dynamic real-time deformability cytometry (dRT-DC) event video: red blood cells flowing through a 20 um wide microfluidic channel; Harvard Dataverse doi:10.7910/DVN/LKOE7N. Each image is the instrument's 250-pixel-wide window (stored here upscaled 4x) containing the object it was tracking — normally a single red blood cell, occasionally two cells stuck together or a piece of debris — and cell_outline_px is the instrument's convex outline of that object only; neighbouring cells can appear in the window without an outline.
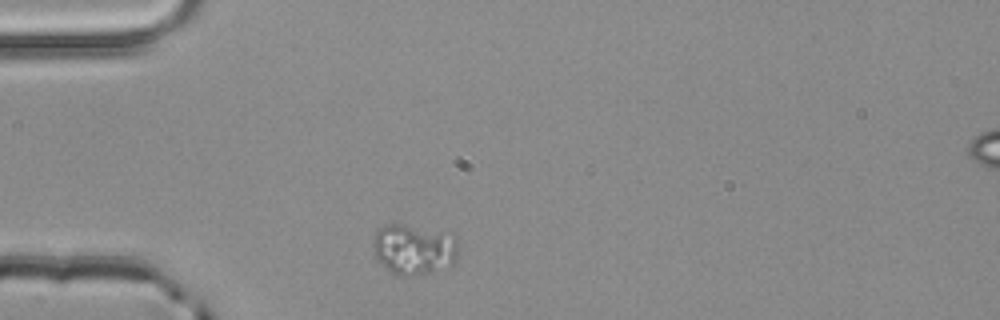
{"species": "common noctule bat (a hibernating species)", "species_latin": "Nyctalus noctula", "temperature_condition": "room temperature", "stored_images_in_passage": 1, "camera_frame_rate_fps": 3000, "um_per_image_px": 0.085, "animal": {"sex": "male", "body_mass_g": 20.4}, "frame": {"image": 1, "passage_image": 1, "time_ms": 0.0, "image_size_px": [1000, 320], "cell_outline_px": [[456, 260], [452, 264], [432, 272], [408, 276], [396, 276], [376, 256], [372, 248], [372, 244], [376, 232], [380, 228], [388, 224], [400, 224], [452, 232], [456, 236]], "centroid_in_image_um": [35.2, 21.17], "position_along_channel_um": 49.8, "area_um2": 25.03}}